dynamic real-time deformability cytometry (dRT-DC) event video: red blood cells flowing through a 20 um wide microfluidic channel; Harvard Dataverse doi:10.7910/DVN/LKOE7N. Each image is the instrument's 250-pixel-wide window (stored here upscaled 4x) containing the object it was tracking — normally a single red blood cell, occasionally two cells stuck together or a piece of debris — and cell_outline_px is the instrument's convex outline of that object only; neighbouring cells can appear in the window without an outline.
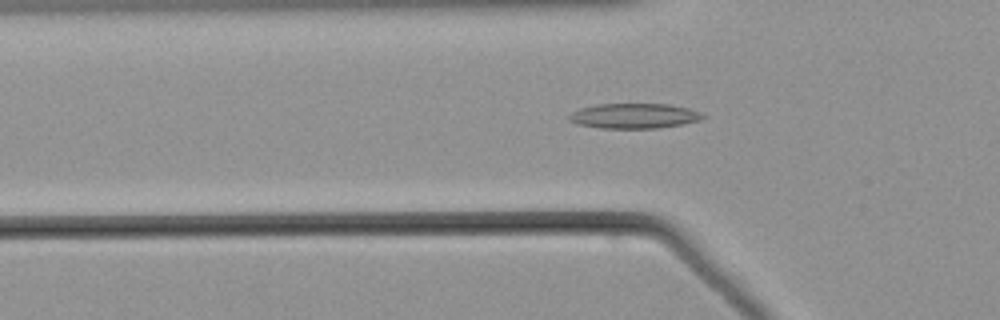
{"species": "common noctule bat (a hibernating species)", "species_latin": "Nyctalus noctula", "temperature_condition": "warm", "stored_images_in_passage": 41, "camera_frame_rate_fps": 3000, "um_per_image_px": 0.085, "animal": {"sex": "male", "body_mass_g": 21.5, "forearm_length_mm": 52.0}, "frame": {"image": 1, "passage_image": 5, "time_ms": 1.333, "image_size_px": [1000, 320], "cell_outline_px": [[708, 116], [700, 120], [684, 124], [660, 128], [600, 128], [576, 124], [568, 120], [568, 116], [572, 112], [580, 108], [596, 104], [668, 104], [688, 108], [700, 112]], "centroid_in_image_um": [53.91, 9.85], "position_along_channel_um": 71.9, "area_um2": 19.71}}
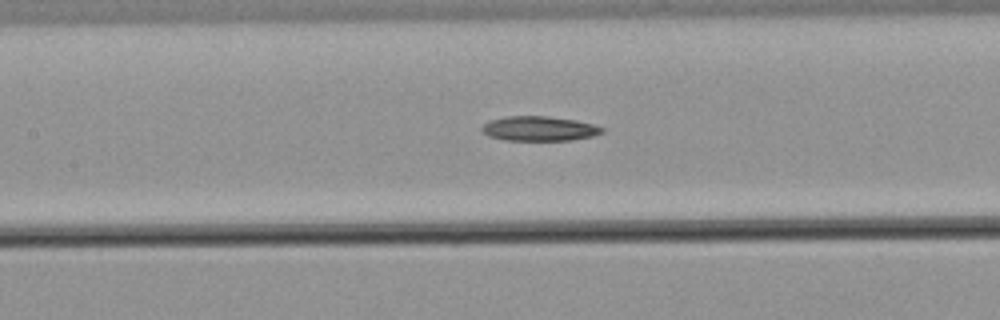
{"frame": {"image": 2, "passage_image": 12, "time_ms": 3.667, "image_size_px": [1000, 320], "cell_outline_px": [[604, 132], [592, 136], [572, 140], [504, 140], [488, 136], [480, 128], [488, 120], [508, 116], [548, 116], [576, 120], [592, 124], [604, 128]], "centroid_in_image_um": [45.82, 10.93], "position_along_channel_um": 161.6, "area_um2": 17.28}}
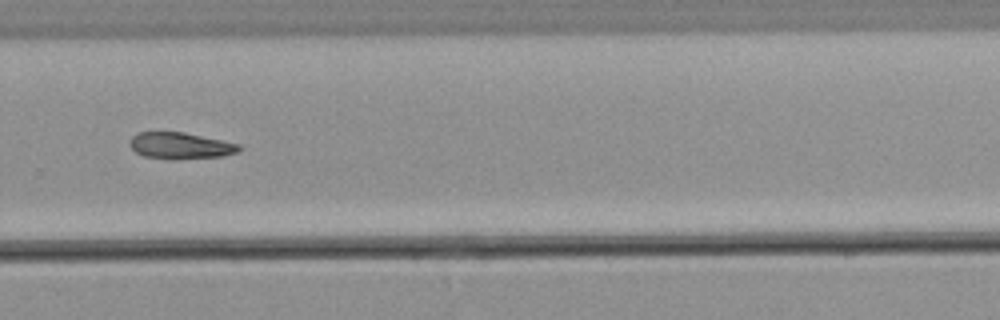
{"frame": {"image": 3, "passage_image": 24, "time_ms": 7.667, "image_size_px": [1000, 320], "cell_outline_px": [[244, 148], [240, 152], [224, 156], [176, 160], [172, 160], [144, 156], [136, 152], [128, 144], [132, 136], [136, 132], [184, 132], [240, 144]], "centroid_in_image_um": [15.37, 12.39], "position_along_channel_um": 314.4, "area_um2": 17.22}}